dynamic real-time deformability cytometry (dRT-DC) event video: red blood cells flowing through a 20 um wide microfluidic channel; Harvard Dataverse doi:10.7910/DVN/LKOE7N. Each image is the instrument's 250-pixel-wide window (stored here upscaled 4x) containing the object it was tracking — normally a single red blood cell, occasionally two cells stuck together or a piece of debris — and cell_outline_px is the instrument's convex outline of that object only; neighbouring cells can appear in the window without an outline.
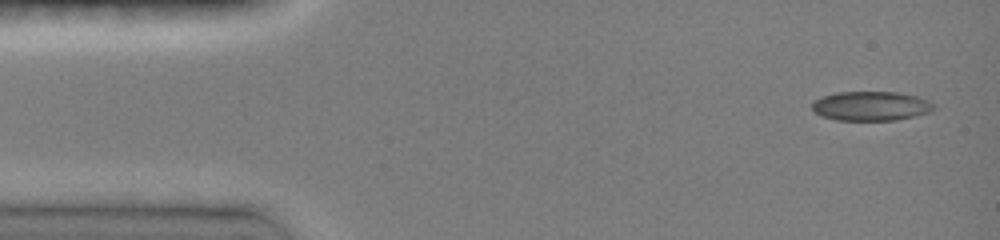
{"species": "common noctule bat (a hibernating species)", "species_latin": "Nyctalus noctula", "temperature_condition": "room temperature", "stored_images_in_passage": 5, "camera_frame_rate_fps": 3000, "um_per_image_px": 0.085, "animal": {"sex": "female", "body_mass_g": 19.0, "forearm_length_mm": 51.5}, "frame": {"image": 1, "passage_image": 1, "time_ms": 0.0, "image_size_px": [1000, 240], "cell_outline_px": [[936, 108], [932, 112], [916, 116], [896, 120], [836, 120], [820, 116], [812, 108], [812, 104], [816, 100], [824, 96], [836, 92], [900, 92], [916, 96], [928, 100], [936, 104]], "centroid_in_image_um": [74.1, 9.01], "position_along_channel_um": 10.9, "area_um2": 20.98}}